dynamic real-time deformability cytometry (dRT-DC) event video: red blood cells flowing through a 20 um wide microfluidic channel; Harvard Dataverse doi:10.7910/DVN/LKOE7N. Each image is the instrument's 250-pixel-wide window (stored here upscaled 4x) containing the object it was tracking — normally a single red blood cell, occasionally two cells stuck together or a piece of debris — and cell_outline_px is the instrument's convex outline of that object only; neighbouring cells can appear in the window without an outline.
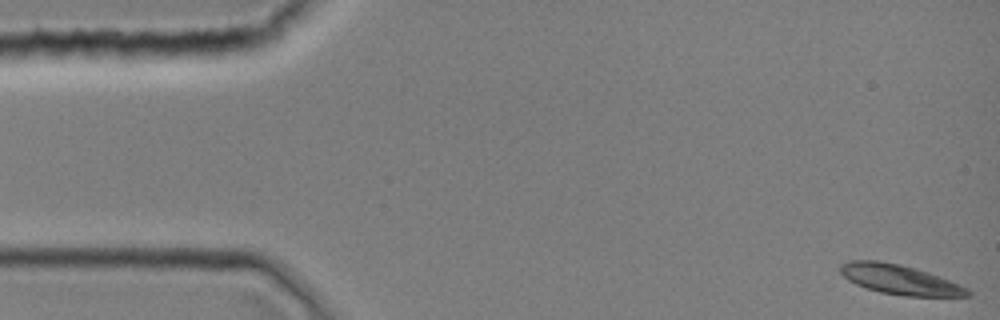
{"species": "common noctule bat (a hibernating species)", "species_latin": "Nyctalus noctula", "temperature_condition": "room temperature", "stored_images_in_passage": 10, "camera_frame_rate_fps": 3000, "um_per_image_px": 0.085, "animal": {"sex": "female", "body_mass_g": 19.0, "forearm_length_mm": 51.5}, "frame": {"image": 1, "passage_image": 1, "time_ms": 0.0, "image_size_px": [1000, 320], "cell_outline_px": [[972, 296], [904, 296], [880, 292], [856, 284], [848, 280], [840, 272], [840, 264], [848, 260], [880, 260], [900, 264], [916, 268], [940, 276], [968, 288], [972, 292]], "centroid_in_image_um": [76.48, 23.75], "position_along_channel_um": 8.5, "area_um2": 22.14}}
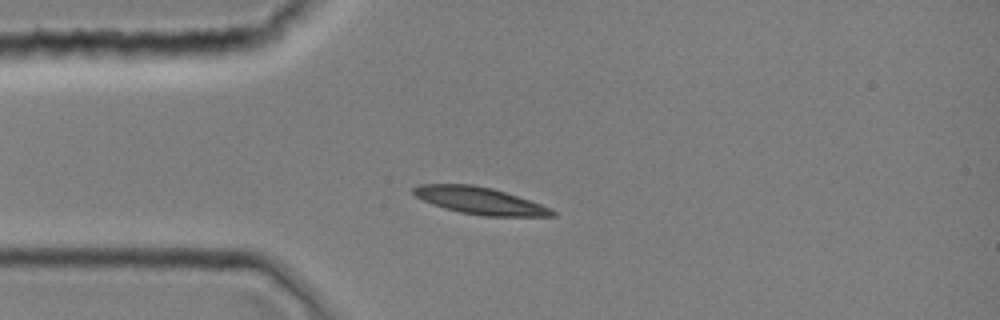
{"frame": {"image": 2, "passage_image": 10, "time_ms": 3.0, "image_size_px": [1000, 320], "cell_outline_px": [[556, 216], [480, 216], [460, 212], [444, 208], [432, 204], [416, 196], [412, 192], [412, 188], [420, 184], [472, 184], [492, 188], [552, 208], [556, 212]], "centroid_in_image_um": [40.77, 17.06], "position_along_channel_um": 44.2, "area_um2": 21.73}}